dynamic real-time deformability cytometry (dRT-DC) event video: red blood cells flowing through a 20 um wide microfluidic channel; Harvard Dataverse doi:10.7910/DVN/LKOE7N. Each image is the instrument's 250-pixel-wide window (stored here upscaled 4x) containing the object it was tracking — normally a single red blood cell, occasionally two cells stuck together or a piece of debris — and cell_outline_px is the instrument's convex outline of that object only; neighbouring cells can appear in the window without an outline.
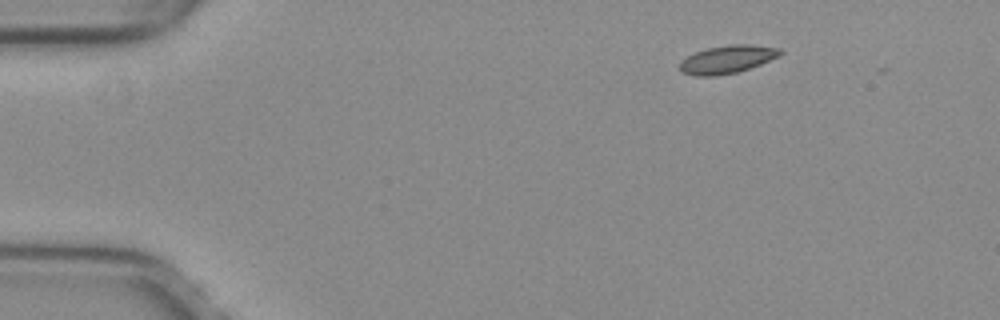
{"species": "common noctule bat (a hibernating species)", "species_latin": "Nyctalus noctula", "temperature_condition": "warm", "stored_images_in_passage": 44, "camera_frame_rate_fps": 3000, "um_per_image_px": 0.085, "animal": {"sex": "female", "body_mass_g": 29.2, "forearm_length_mm": 56.3}, "frame": {"image": 1, "passage_image": 1, "time_ms": 0.0, "image_size_px": [1000, 320], "cell_outline_px": [[784, 52], [780, 56], [760, 64], [736, 72], [716, 76], [696, 76], [684, 72], [680, 68], [680, 60], [696, 52], [708, 48], [728, 44], [752, 44], [780, 48]], "centroid_in_image_um": [61.85, 5.03], "position_along_channel_um": 23.1, "area_um2": 16.3}}
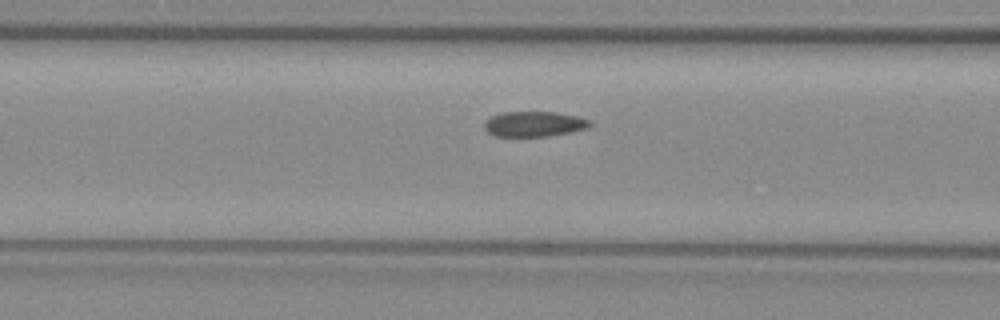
{"frame": {"image": 2, "passage_image": 15, "time_ms": 4.667, "image_size_px": [1000, 320], "cell_outline_px": [[592, 124], [588, 128], [548, 136], [496, 136], [488, 132], [484, 128], [484, 124], [492, 116], [504, 112], [556, 112], [576, 116], [592, 120]], "centroid_in_image_um": [45.43, 10.53], "position_along_channel_um": 121.2, "area_um2": 15.37}}
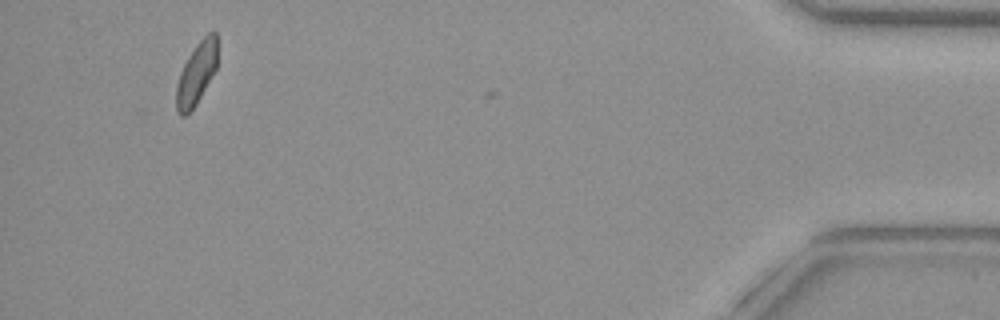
{"frame": {"image": 3, "passage_image": 43, "time_ms": 14.0, "image_size_px": [1000, 320], "cell_outline_px": [[216, 68], [196, 104], [184, 116], [180, 116], [176, 112], [176, 84], [180, 72], [188, 56], [196, 44], [208, 32], [216, 32]], "centroid_in_image_um": [16.66, 6.26], "position_along_channel_um": 418.5, "area_um2": 14.62}}